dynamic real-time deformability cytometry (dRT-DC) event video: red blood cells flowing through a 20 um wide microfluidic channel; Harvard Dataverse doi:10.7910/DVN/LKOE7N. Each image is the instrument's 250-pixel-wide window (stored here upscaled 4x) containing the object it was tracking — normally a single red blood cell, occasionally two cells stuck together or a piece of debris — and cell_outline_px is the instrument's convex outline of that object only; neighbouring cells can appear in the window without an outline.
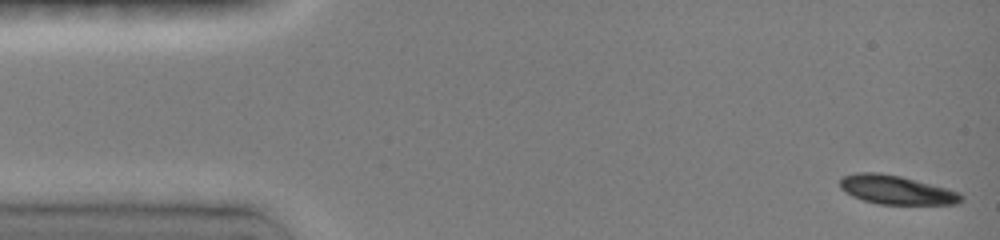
{"species": "common noctule bat (a hibernating species)", "species_latin": "Nyctalus noctula", "temperature_condition": "room temperature", "stored_images_in_passage": 12, "camera_frame_rate_fps": 3000, "um_per_image_px": 0.085, "animal": {"sex": "female", "body_mass_g": 19.0, "forearm_length_mm": 51.5}, "frame": {"image": 1, "passage_image": 1, "time_ms": 0.0, "image_size_px": [1000, 240], "cell_outline_px": [[964, 200], [956, 204], [880, 204], [864, 200], [852, 196], [840, 188], [840, 180], [844, 176], [856, 172], [880, 172], [900, 176], [948, 188], [960, 192], [964, 196]], "centroid_in_image_um": [76.22, 16.13], "position_along_channel_um": 8.8, "area_um2": 20.46}}
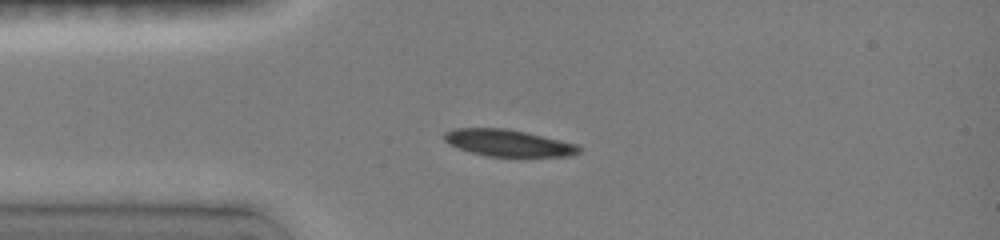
{"frame": {"image": 2, "passage_image": 11, "time_ms": 3.333, "image_size_px": [1000, 240], "cell_outline_px": [[580, 152], [572, 156], [524, 160], [488, 156], [472, 152], [448, 144], [444, 140], [444, 132], [452, 128], [508, 128], [560, 140], [576, 144], [580, 148]], "centroid_in_image_um": [43.27, 12.21], "position_along_channel_um": 41.7, "area_um2": 22.08}}